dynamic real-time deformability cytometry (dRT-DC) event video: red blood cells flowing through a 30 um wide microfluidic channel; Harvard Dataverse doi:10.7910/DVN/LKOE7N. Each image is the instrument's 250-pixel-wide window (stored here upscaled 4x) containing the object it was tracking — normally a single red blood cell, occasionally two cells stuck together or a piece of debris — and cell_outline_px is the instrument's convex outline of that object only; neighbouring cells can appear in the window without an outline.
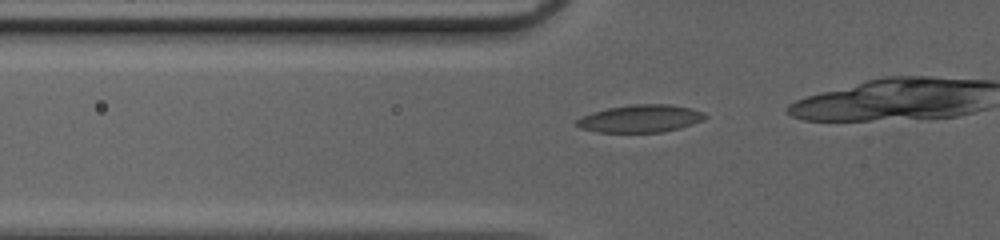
{"species": "common noctule bat (a hibernating species)", "species_latin": "Nyctalus noctula", "temperature_condition": "cold", "stored_images_in_passage": 20, "camera_frame_rate_fps": 3000, "um_per_image_px": 0.085, "animal": {"sex": "female", "body_mass_g": 20.0, "forearm_length_mm": 54.0}, "frame": {"image": 1, "passage_image": 15, "time_ms": 4.667, "image_size_px": [1000, 240], "cell_outline_px": [[708, 116], [704, 120], [680, 128], [664, 132], [596, 132], [580, 128], [576, 124], [576, 120], [580, 116], [592, 112], [608, 108], [632, 104], [672, 104], [692, 108], [704, 112]], "centroid_in_image_um": [54.45, 10.07], "position_along_channel_um": 71.3, "area_um2": 20.87}}
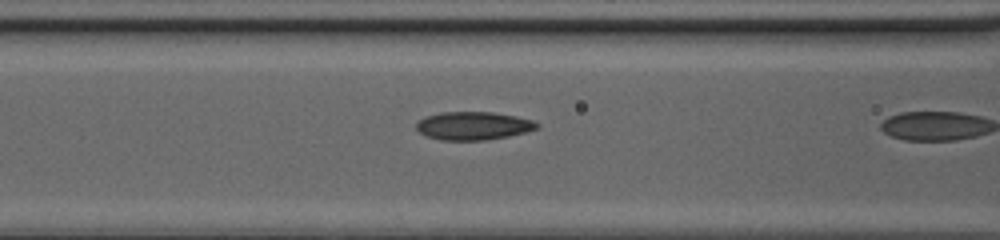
{"frame": {"image": 2, "passage_image": 19, "time_ms": 6.0, "image_size_px": [1000, 240], "cell_outline_px": [[540, 128], [508, 136], [484, 140], [440, 140], [428, 136], [420, 132], [416, 128], [416, 120], [424, 116], [440, 112], [492, 112], [516, 116], [532, 120], [540, 124]], "centroid_in_image_um": [40.21, 10.68], "position_along_channel_um": 126.4, "area_um2": 19.88}}